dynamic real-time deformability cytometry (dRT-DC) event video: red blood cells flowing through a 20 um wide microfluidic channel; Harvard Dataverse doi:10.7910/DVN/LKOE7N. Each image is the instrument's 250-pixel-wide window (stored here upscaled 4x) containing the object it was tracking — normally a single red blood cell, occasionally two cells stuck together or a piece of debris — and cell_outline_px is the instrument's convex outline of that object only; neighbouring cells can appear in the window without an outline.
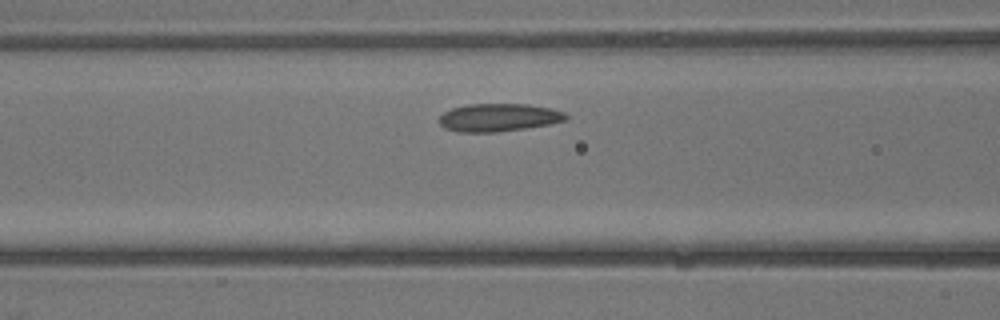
{"species": "common noctule bat (a hibernating species)", "species_latin": "Nyctalus noctula", "temperature_condition": "warm", "stored_images_in_passage": 7, "camera_frame_rate_fps": 3000, "um_per_image_px": 0.085, "animal": {"sex": "male", "body_mass_g": 13.3}, "frame": {"image": 1, "passage_image": 6, "time_ms": 1.667, "image_size_px": [1000, 320], "cell_outline_px": [[568, 120], [548, 124], [500, 132], [456, 132], [444, 128], [440, 124], [440, 116], [444, 112], [452, 108], [468, 104], [528, 104], [552, 108], [564, 112], [568, 116]], "centroid_in_image_um": [42.39, 9.99], "position_along_channel_um": 124.2, "area_um2": 20.69}}